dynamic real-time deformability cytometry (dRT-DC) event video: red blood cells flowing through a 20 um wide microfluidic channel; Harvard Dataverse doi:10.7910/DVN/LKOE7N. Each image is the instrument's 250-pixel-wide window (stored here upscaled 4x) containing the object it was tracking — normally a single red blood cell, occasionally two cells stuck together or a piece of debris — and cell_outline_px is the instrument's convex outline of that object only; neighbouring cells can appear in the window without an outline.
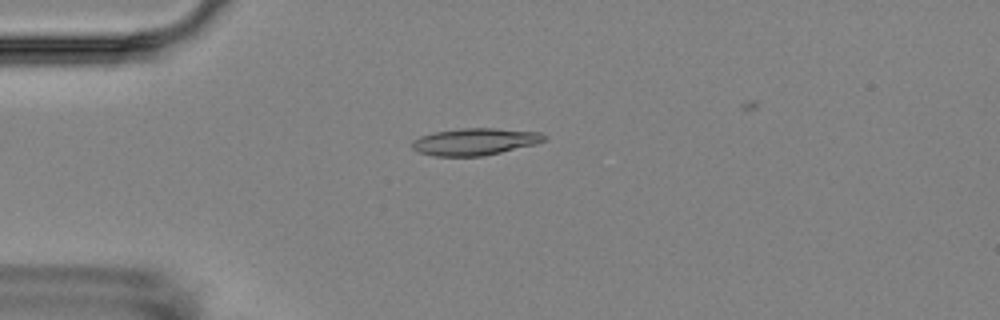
{"species": "Egyptian fruit bat (a non-hibernating species)", "species_latin": "Rousettus aegyptiacus", "temperature_condition": "room temperature", "stored_images_in_passage": 6, "camera_frame_rate_fps": 3000, "um_per_image_px": 0.085, "animal": {"sex": "female"}, "frame": {"image": 1, "passage_image": 4, "time_ms": 3.667, "image_size_px": [1000, 320], "cell_outline_px": [[548, 136], [544, 140], [536, 144], [484, 156], [432, 156], [416, 152], [412, 148], [412, 140], [420, 136], [436, 132], [460, 128], [492, 128], [540, 132]], "centroid_in_image_um": [40.34, 12.05], "position_along_channel_um": 44.7, "area_um2": 20.87}}